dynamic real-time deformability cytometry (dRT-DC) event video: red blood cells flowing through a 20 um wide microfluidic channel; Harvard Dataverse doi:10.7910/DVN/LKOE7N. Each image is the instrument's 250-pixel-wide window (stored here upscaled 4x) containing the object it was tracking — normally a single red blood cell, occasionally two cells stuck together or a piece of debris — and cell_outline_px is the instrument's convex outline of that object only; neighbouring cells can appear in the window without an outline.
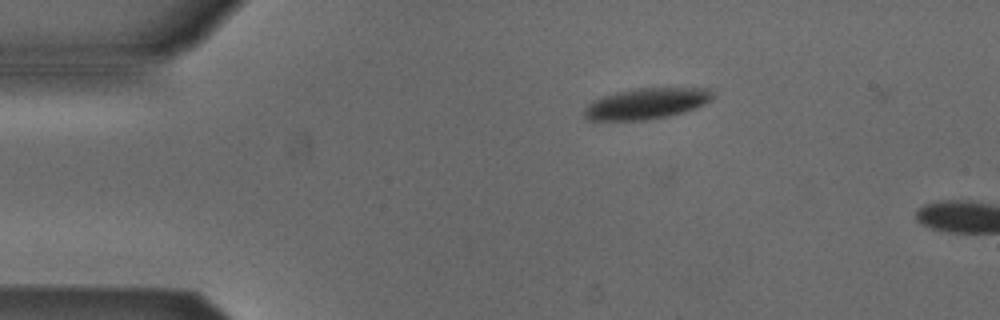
{"species": "Egyptian fruit bat (a non-hibernating species)", "species_latin": "Rousettus aegyptiacus", "temperature_condition": "cold", "stored_images_in_passage": 3, "camera_frame_rate_fps": 3000, "um_per_image_px": 0.085, "animal": {"sex": "male"}, "frame": {"image": 1, "passage_image": 1, "time_ms": 0.0, "image_size_px": [1000, 320], "cell_outline_px": [[712, 100], [696, 108], [684, 112], [668, 116], [644, 120], [588, 120], [584, 116], [584, 108], [592, 100], [600, 96], [616, 92], [636, 88], [708, 88], [712, 92]], "centroid_in_image_um": [54.92, 8.8], "position_along_channel_um": 30.1, "area_um2": 23.24}}